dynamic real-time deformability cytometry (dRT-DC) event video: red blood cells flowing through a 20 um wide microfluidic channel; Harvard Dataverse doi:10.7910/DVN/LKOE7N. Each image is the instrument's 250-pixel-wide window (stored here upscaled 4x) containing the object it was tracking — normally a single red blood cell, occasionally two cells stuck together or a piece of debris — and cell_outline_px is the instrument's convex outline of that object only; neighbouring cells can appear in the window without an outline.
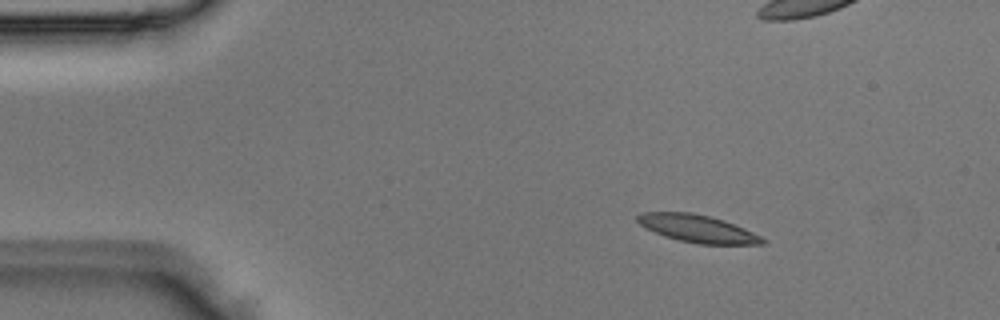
{"species": "Egyptian fruit bat (a non-hibernating species)", "species_latin": "Rousettus aegyptiacus", "temperature_condition": "room temperature", "stored_images_in_passage": 5, "camera_frame_rate_fps": 3000, "um_per_image_px": 0.085, "animal": {"sex": "male"}, "frame": {"image": 1, "passage_image": 1, "time_ms": 0.0, "image_size_px": [1000, 320], "cell_outline_px": [[764, 244], [700, 244], [680, 240], [664, 236], [640, 224], [636, 220], [636, 216], [644, 212], [692, 212], [724, 220], [744, 228], [760, 236], [764, 240]], "centroid_in_image_um": [59.28, 19.42], "position_along_channel_um": 25.7, "area_um2": 19.71}}
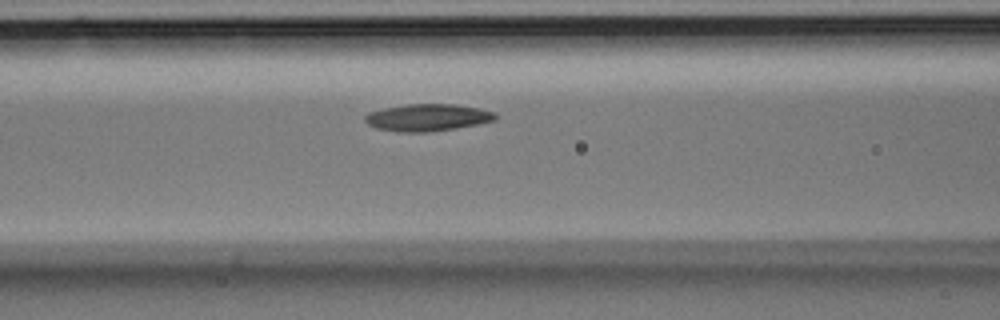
{"frame": {"image": 2, "passage_image": 5, "time_ms": 1.333, "image_size_px": [1000, 320], "cell_outline_px": [[500, 116], [496, 120], [456, 128], [428, 132], [400, 132], [376, 128], [368, 124], [364, 120], [364, 116], [368, 112], [384, 108], [408, 104], [452, 104], [480, 108], [492, 112]], "centroid_in_image_um": [36.33, 9.99], "position_along_channel_um": 130.3, "area_um2": 20.58}}